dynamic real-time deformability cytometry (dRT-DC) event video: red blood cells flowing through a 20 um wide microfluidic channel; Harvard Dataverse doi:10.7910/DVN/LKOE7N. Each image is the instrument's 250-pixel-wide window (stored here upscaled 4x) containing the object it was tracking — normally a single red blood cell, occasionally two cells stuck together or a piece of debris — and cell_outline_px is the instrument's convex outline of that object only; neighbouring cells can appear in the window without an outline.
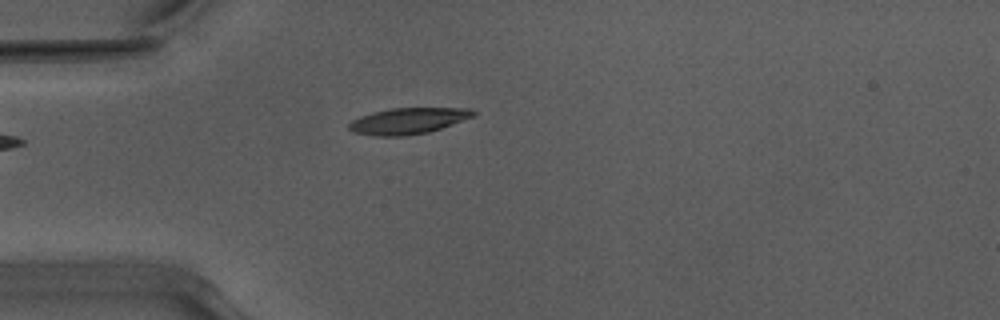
{"species": "Egyptian fruit bat (a non-hibernating species)", "species_latin": "Rousettus aegyptiacus", "temperature_condition": "warm", "stored_images_in_passage": 38, "camera_frame_rate_fps": 3000, "um_per_image_px": 0.085, "animal": {"sex": "male"}, "frame": {"image": 1, "passage_image": 1, "time_ms": 0.0, "image_size_px": [1000, 320], "cell_outline_px": [[476, 112], [472, 116], [440, 128], [428, 132], [404, 136], [376, 136], [356, 132], [348, 128], [348, 124], [352, 120], [360, 116], [372, 112], [392, 108], [472, 108]], "centroid_in_image_um": [34.65, 10.27], "position_along_channel_um": 50.3, "area_um2": 18.67}}
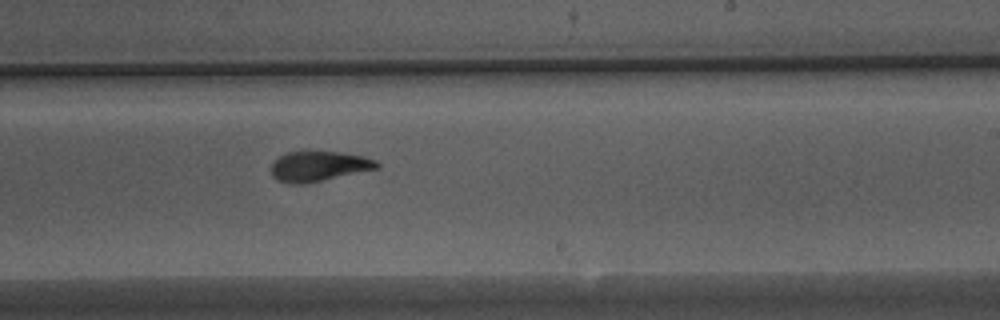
{"frame": {"image": 2, "passage_image": 18, "time_ms": 5.667, "image_size_px": [1000, 320], "cell_outline_px": [[380, 168], [308, 184], [292, 184], [276, 180], [272, 176], [272, 164], [280, 156], [288, 152], [340, 152], [364, 156], [376, 160], [380, 164]], "centroid_in_image_um": [27.14, 14.15], "position_along_channel_um": 261.9, "area_um2": 18.67}}
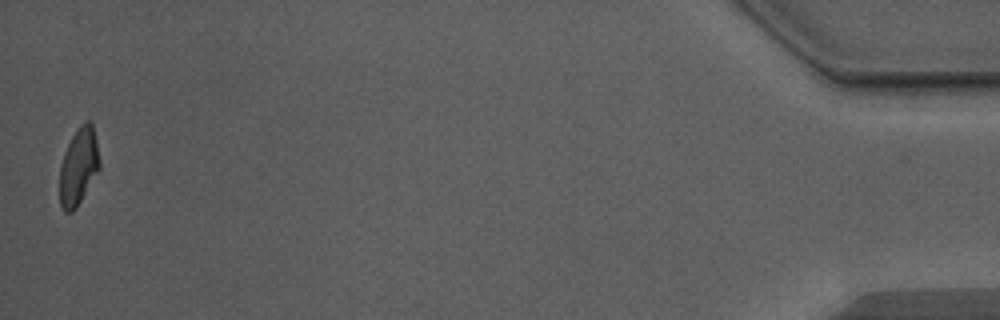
{"frame": {"image": 3, "passage_image": 38, "time_ms": 12.333, "image_size_px": [1000, 320], "cell_outline_px": [[100, 168], [76, 208], [72, 212], [64, 212], [60, 204], [60, 168], [64, 152], [72, 136], [80, 124], [84, 120], [88, 120], [92, 124], [96, 140], [100, 160]], "centroid_in_image_um": [6.68, 14.14], "position_along_channel_um": 428.5, "area_um2": 17.8}, "authors_computed_cell_mechanics": {"area_um2": 19.1896, "velocity_mm_per_s": 3.9584, "shape_relaxation_time_tau1_ms": 3.6311, "shape_relaxation_time_tau2_ms": 2.0906, "deformation_change_tau1": 0.1835, "deformation_change_tau2": 0.0399}}